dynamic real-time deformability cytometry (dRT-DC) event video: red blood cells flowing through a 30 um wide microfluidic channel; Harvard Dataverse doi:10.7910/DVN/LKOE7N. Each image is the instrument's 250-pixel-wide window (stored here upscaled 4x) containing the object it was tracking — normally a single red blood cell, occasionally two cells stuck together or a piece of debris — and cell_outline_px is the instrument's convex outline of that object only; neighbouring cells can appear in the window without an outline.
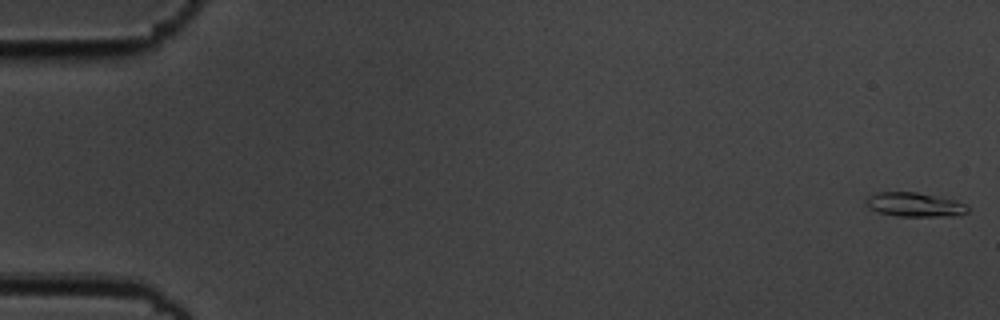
{"species": "common noctule bat (a hibernating species)", "species_latin": "Nyctalus noctula", "temperature_condition": "cold", "stored_images_in_passage": 56, "camera_frame_rate_fps": 3000, "um_per_image_px": 0.085, "animal": {"sex": "male", "body_mass_g": 19.5, "forearm_length_mm": 54.6}, "frame": {"image": 1, "passage_image": 1, "time_ms": 0.0, "image_size_px": [1000, 320], "cell_outline_px": [[968, 212], [960, 216], [896, 216], [880, 212], [872, 208], [864, 200], [868, 196], [876, 192], [916, 192], [952, 200], [964, 204], [968, 208]], "centroid_in_image_um": [77.74, 17.4], "position_along_channel_um": 7.3, "area_um2": 14.05}}
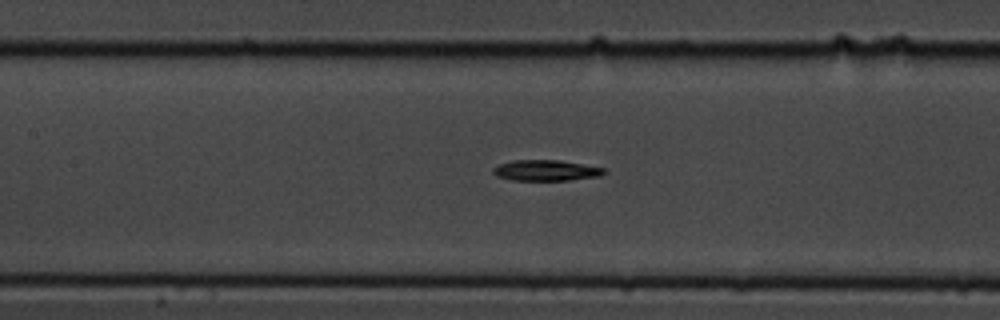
{"frame": {"image": 2, "passage_image": 26, "time_ms": 8.333, "image_size_px": [1000, 320], "cell_outline_px": [[608, 172], [600, 176], [568, 180], [512, 180], [496, 176], [492, 172], [492, 168], [500, 164], [512, 160], [560, 160], [604, 168]], "centroid_in_image_um": [46.4, 14.48], "position_along_channel_um": 161.0, "area_um2": 13.47}}
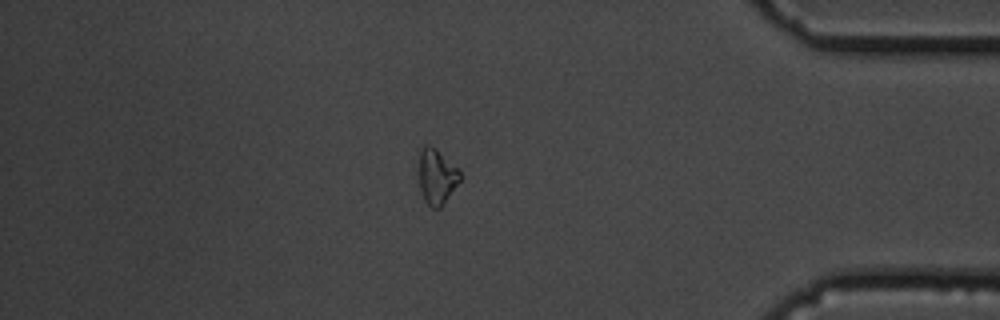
{"frame": {"image": 3, "passage_image": 48, "time_ms": 15.667, "image_size_px": [1000, 320], "cell_outline_px": [[460, 180], [440, 208], [432, 208], [424, 200], [420, 188], [420, 152], [424, 144], [428, 144], [436, 148], [460, 172]], "centroid_in_image_um": [37.11, 15.0], "position_along_channel_um": 398.1, "area_um2": 12.83}}